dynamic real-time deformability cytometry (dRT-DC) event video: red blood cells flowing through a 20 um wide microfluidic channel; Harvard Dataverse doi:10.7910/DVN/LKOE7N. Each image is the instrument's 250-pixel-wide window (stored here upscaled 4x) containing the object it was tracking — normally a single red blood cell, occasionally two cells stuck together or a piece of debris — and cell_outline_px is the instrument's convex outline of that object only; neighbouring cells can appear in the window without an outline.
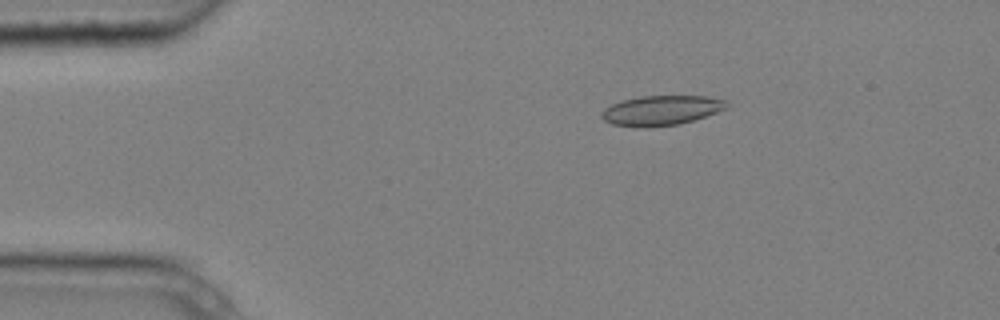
{"species": "common noctule bat (a hibernating species)", "species_latin": "Nyctalus noctula", "temperature_condition": "cold", "stored_images_in_passage": 2, "camera_frame_rate_fps": 3000, "um_per_image_px": 0.085, "animal": {"sex": "male", "body_mass_g": 20.4}, "frame": {"image": 1, "passage_image": 2, "time_ms": 0.333, "image_size_px": [1000, 320], "cell_outline_px": [[728, 108], [680, 124], [648, 128], [636, 128], [612, 124], [604, 120], [600, 116], [600, 112], [604, 108], [612, 104], [624, 100], [640, 96], [708, 96], [724, 100], [728, 104]], "centroid_in_image_um": [56.16, 9.4], "position_along_channel_um": 28.8, "area_um2": 21.85}}